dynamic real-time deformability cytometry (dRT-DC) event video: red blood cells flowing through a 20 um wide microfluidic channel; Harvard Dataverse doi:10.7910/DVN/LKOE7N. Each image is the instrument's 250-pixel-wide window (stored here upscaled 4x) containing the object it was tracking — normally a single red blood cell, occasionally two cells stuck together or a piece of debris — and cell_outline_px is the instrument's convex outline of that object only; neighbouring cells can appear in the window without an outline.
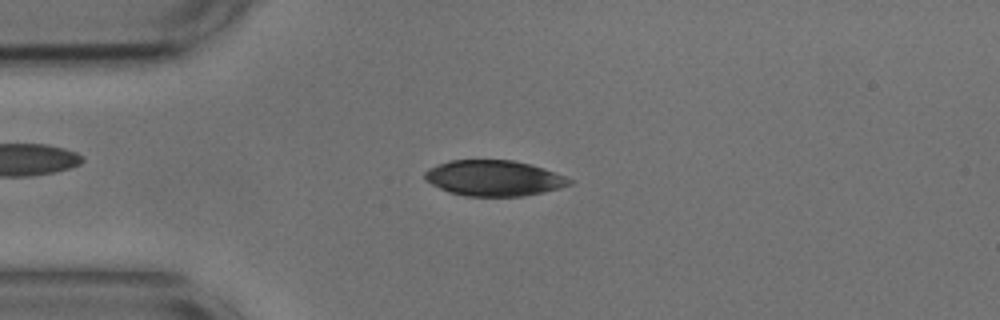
{"species": "common noctule bat (a hibernating species)", "species_latin": "Nyctalus noctula", "temperature_condition": "cold", "stored_images_in_passage": 50, "camera_frame_rate_fps": 3000, "um_per_image_px": 0.085, "animal": {"sex": "male", "body_mass_g": 17.9, "forearm_length_mm": 54.2}, "frame": {"image": 1, "passage_image": 9, "time_ms": 2.667, "image_size_px": [1000, 320], "cell_outline_px": [[572, 184], [560, 188], [544, 192], [524, 196], [468, 196], [448, 192], [424, 180], [424, 172], [428, 168], [448, 160], [512, 160], [544, 168], [556, 172], [572, 180]], "centroid_in_image_um": [41.97, 15.14], "position_along_channel_um": 43.0, "area_um2": 30.11}}
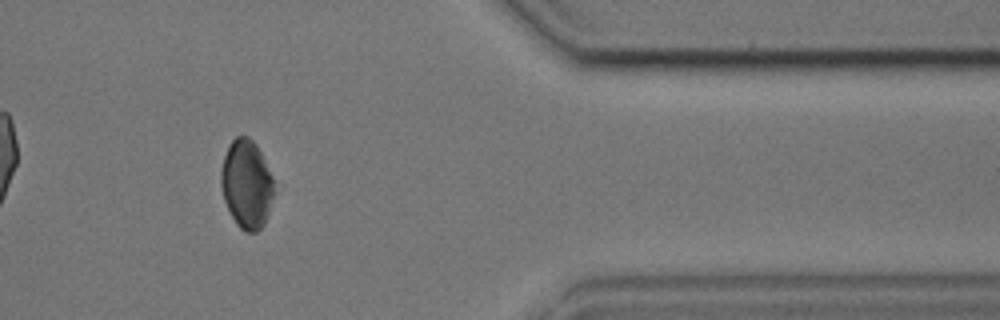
{"frame": {"image": 2, "passage_image": 41, "time_ms": 13.333, "image_size_px": [1000, 320], "cell_outline_px": [[272, 196], [268, 212], [264, 224], [256, 232], [244, 232], [236, 224], [224, 200], [220, 184], [220, 172], [224, 156], [228, 144], [236, 136], [248, 136], [256, 144], [272, 176]], "centroid_in_image_um": [20.92, 15.64], "position_along_channel_um": 390.5, "area_um2": 27.05}}
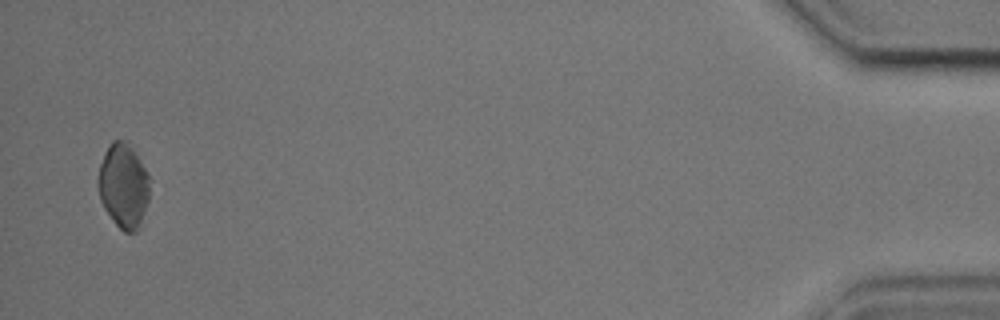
{"frame": {"image": 3, "passage_image": 49, "time_ms": 16.0, "image_size_px": [1000, 320], "cell_outline_px": [[152, 180], [148, 204], [140, 228], [136, 232], [124, 232], [112, 220], [104, 208], [100, 200], [100, 164], [104, 152], [112, 140], [128, 140]], "centroid_in_image_um": [10.56, 15.79], "position_along_channel_um": 424.6, "area_um2": 25.72}}